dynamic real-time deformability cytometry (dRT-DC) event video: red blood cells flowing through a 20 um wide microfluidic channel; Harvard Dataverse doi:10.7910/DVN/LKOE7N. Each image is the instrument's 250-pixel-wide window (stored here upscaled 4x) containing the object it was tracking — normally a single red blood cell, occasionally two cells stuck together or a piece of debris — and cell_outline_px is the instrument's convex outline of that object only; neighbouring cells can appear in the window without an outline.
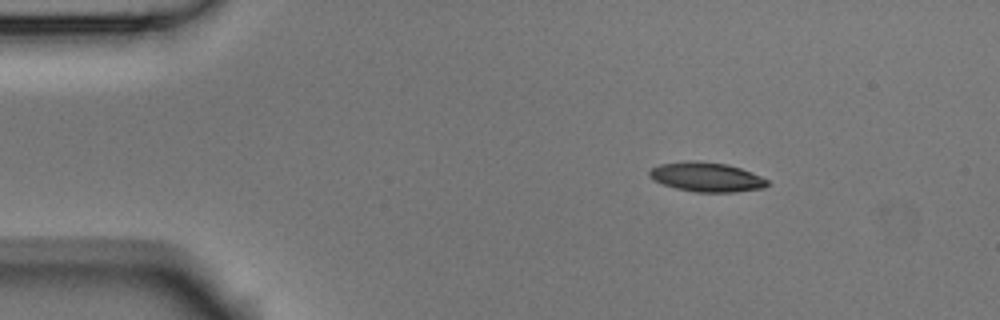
{"species": "Egyptian fruit bat (a non-hibernating species)", "species_latin": "Rousettus aegyptiacus", "temperature_condition": "room temperature", "stored_images_in_passage": 4, "camera_frame_rate_fps": 3000, "um_per_image_px": 0.085, "animal": {"sex": "male"}, "frame": {"image": 1, "passage_image": 2, "time_ms": 0.333, "image_size_px": [1000, 320], "cell_outline_px": [[768, 184], [764, 188], [736, 192], [696, 192], [676, 188], [664, 184], [648, 176], [648, 172], [652, 168], [660, 164], [688, 160], [696, 160], [728, 164], [752, 172], [768, 180]], "centroid_in_image_um": [60.07, 15.04], "position_along_channel_um": 24.9, "area_um2": 20.23}}